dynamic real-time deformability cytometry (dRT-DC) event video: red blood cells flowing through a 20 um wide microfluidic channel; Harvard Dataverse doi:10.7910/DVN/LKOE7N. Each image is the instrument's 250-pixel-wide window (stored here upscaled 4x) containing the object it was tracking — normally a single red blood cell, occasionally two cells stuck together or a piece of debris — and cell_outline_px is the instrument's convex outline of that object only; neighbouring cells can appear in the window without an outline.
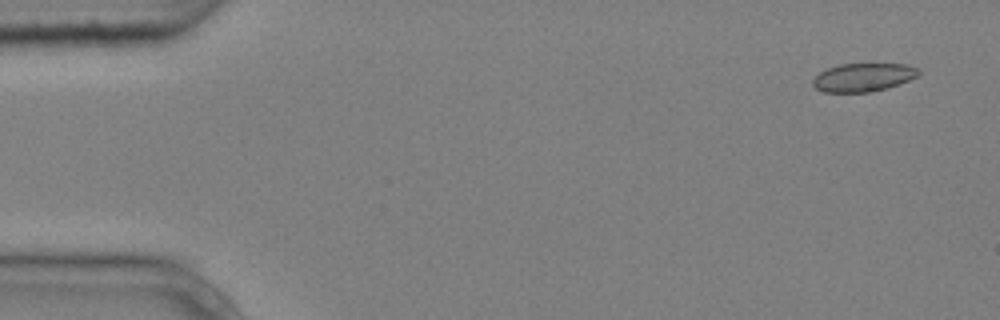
{"species": "common noctule bat (a hibernating species)", "species_latin": "Nyctalus noctula", "temperature_condition": "cold", "stored_images_in_passage": 5, "camera_frame_rate_fps": 3000, "um_per_image_px": 0.085, "animal": {"sex": "male", "body_mass_g": 20.4}, "frame": {"image": 1, "passage_image": 1, "time_ms": 0.0, "image_size_px": [1000, 320], "cell_outline_px": [[920, 72], [916, 76], [908, 80], [884, 88], [868, 92], [824, 92], [816, 88], [812, 84], [812, 80], [820, 72], [828, 68], [840, 64], [908, 64], [920, 68]], "centroid_in_image_um": [73.36, 6.56], "position_along_channel_um": 11.6, "area_um2": 17.22}}
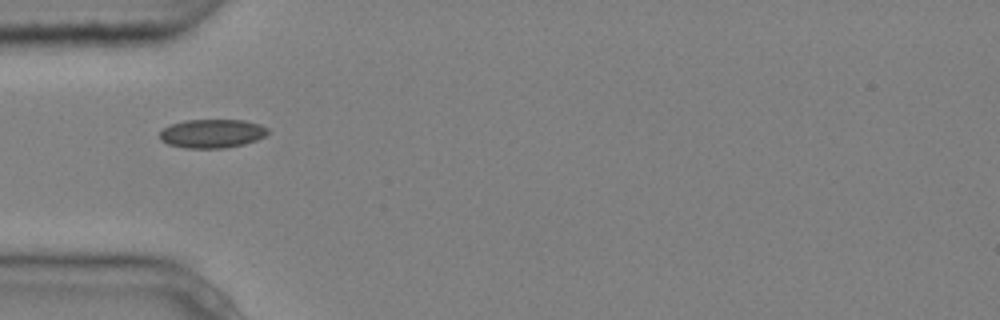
{"frame": {"image": 2, "passage_image": 5, "time_ms": 1.333, "image_size_px": [1000, 320], "cell_outline_px": [[268, 132], [264, 136], [256, 140], [244, 144], [224, 148], [184, 148], [168, 144], [160, 140], [160, 132], [164, 128], [172, 124], [184, 120], [244, 120], [260, 124], [268, 128]], "centroid_in_image_um": [18.02, 11.35], "position_along_channel_um": 67.0, "area_um2": 18.09}}